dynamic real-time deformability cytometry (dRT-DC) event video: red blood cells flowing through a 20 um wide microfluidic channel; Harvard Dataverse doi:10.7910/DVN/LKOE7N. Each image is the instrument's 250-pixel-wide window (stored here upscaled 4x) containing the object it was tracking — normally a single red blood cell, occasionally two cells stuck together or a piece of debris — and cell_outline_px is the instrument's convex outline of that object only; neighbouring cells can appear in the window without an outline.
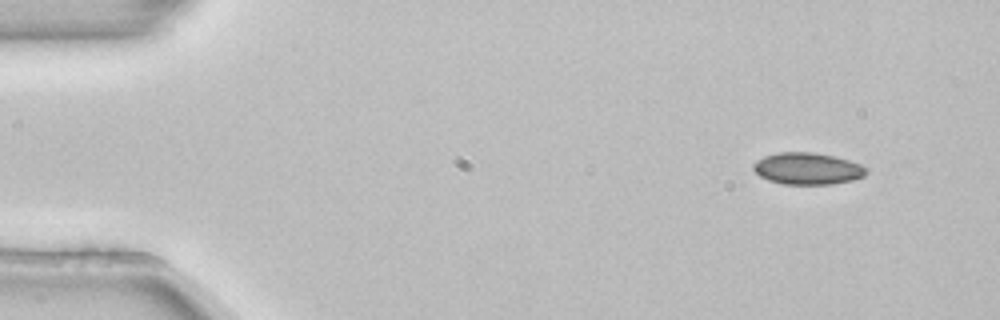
{"species": "common noctule bat (a hibernating species)", "species_latin": "Nyctalus noctula", "temperature_condition": "room temperature", "stored_images_in_passage": 5, "camera_frame_rate_fps": 3000, "um_per_image_px": 0.085, "animal": {"sex": "female", "body_mass_g": 22.7, "forearm_length_mm": 54.2}, "frame": {"image": 1, "passage_image": 1, "time_ms": 0.0, "image_size_px": [1000, 320], "cell_outline_px": [[868, 172], [864, 176], [852, 180], [832, 184], [784, 184], [768, 180], [760, 176], [752, 168], [752, 164], [756, 160], [764, 156], [780, 152], [816, 152], [836, 156], [860, 164], [868, 168]], "centroid_in_image_um": [68.64, 14.32], "position_along_channel_um": 16.4, "area_um2": 21.1}}
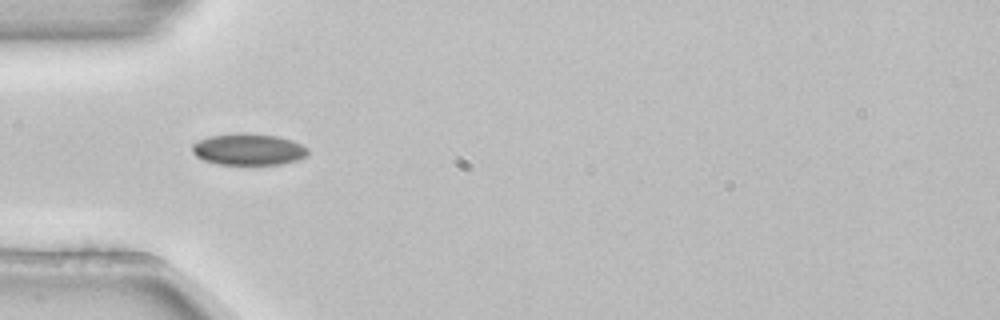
{"frame": {"image": 2, "passage_image": 3, "time_ms": 0.667, "image_size_px": [1000, 320], "cell_outline_px": [[308, 152], [304, 156], [296, 160], [280, 164], [216, 164], [204, 160], [196, 156], [192, 152], [192, 144], [200, 140], [212, 136], [232, 132], [244, 132], [276, 136], [292, 140], [308, 148]], "centroid_in_image_um": [21.09, 12.68], "position_along_channel_um": 63.9, "area_um2": 21.21}}